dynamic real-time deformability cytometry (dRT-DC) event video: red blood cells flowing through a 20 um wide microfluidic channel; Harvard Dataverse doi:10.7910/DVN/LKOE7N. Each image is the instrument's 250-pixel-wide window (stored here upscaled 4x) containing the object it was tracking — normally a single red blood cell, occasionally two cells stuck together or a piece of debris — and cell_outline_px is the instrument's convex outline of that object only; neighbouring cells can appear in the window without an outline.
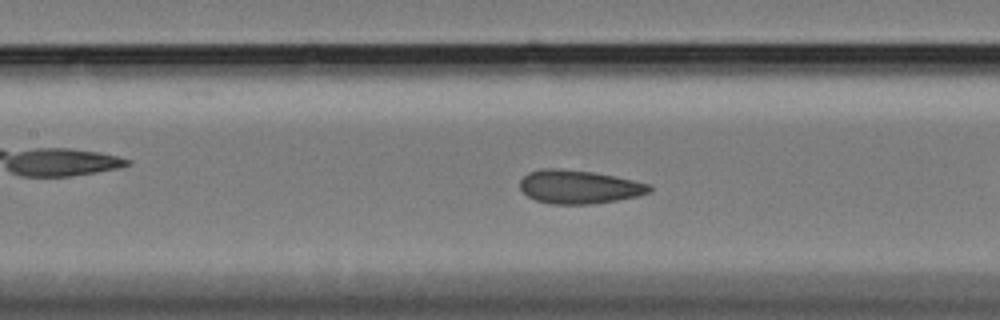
{"species": "Egyptian fruit bat (a non-hibernating species)", "species_latin": "Rousettus aegyptiacus", "temperature_condition": "cold", "stored_images_in_passage": 40, "camera_frame_rate_fps": 3000, "um_per_image_px": 0.085, "animal": {"sex": "female"}, "frame": {"image": 1, "passage_image": 7, "time_ms": 2.0, "image_size_px": [1000, 320], "cell_outline_px": [[652, 192], [636, 196], [616, 200], [592, 204], [552, 204], [536, 200], [528, 196], [520, 188], [520, 180], [528, 172], [544, 168], [552, 168], [592, 172], [652, 184]], "centroid_in_image_um": [49.22, 15.89], "position_along_channel_um": 158.2, "area_um2": 25.09}}
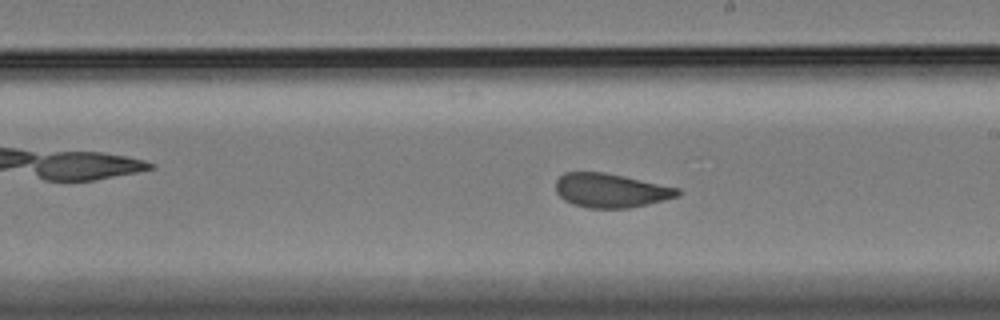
{"frame": {"image": 2, "passage_image": 14, "time_ms": 4.333, "image_size_px": [1000, 320], "cell_outline_px": [[680, 196], [648, 204], [628, 208], [588, 208], [572, 204], [564, 200], [556, 192], [556, 180], [564, 172], [604, 172], [624, 176], [680, 188]], "centroid_in_image_um": [51.92, 16.19], "position_along_channel_um": 237.1, "area_um2": 24.28}}
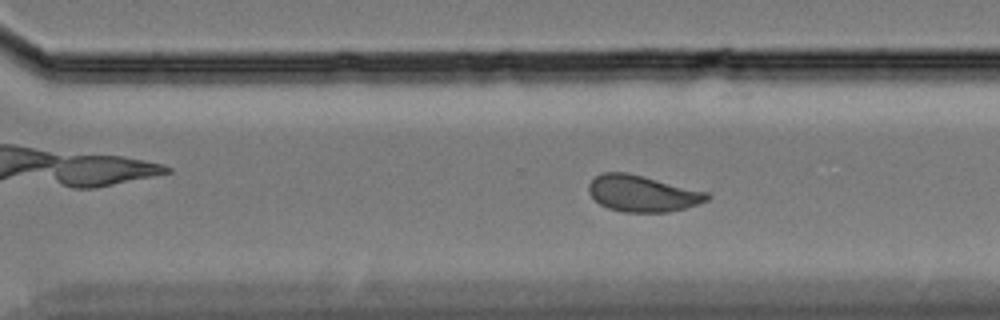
{"frame": {"image": 3, "passage_image": 21, "time_ms": 6.667, "image_size_px": [1000, 320], "cell_outline_px": [[712, 196], [708, 200], [684, 208], [668, 212], [624, 212], [608, 208], [600, 204], [588, 192], [588, 184], [596, 176], [604, 172], [624, 172], [708, 192]], "centroid_in_image_um": [54.59, 16.46], "position_along_channel_um": 316.0, "area_um2": 24.74}, "authors_computed_cell_mechanics": {"area_um2": 24.7673, "velocity_mm_per_s": 3.3896, "shape_relaxation_time_tau1_ms": 10.9053, "shape_relaxation_time_tau2_ms": 0.8755, "deformation_change_tau1": 0.1597, "deformation_change_tau2": 0.0312}}